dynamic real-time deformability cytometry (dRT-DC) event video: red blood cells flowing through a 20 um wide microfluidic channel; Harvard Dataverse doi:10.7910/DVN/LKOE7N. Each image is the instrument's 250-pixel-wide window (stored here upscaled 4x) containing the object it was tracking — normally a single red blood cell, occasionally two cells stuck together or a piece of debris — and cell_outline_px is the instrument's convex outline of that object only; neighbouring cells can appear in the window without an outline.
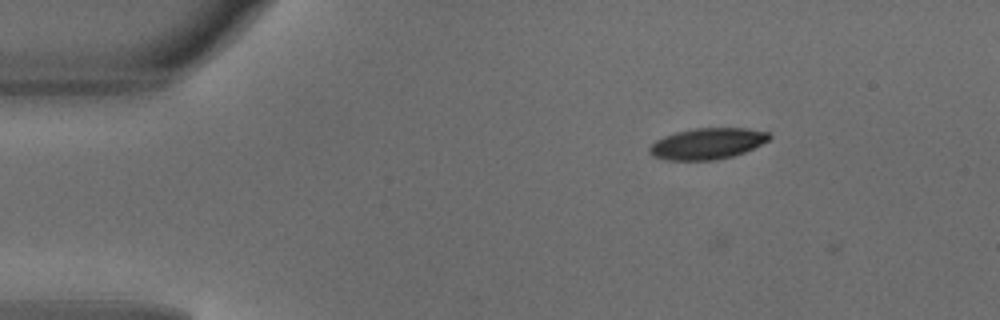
{"species": "common noctule bat (a hibernating species)", "species_latin": "Nyctalus noctula", "temperature_condition": "warm", "stored_images_in_passage": 7, "camera_frame_rate_fps": 3000, "um_per_image_px": 0.085, "animal": {"sex": "male", "body_mass_g": 18.8}, "frame": {"image": 1, "passage_image": 4, "time_ms": 1.0, "image_size_px": [1000, 320], "cell_outline_px": [[772, 136], [768, 140], [744, 152], [732, 156], [716, 160], [664, 160], [652, 156], [648, 152], [648, 148], [656, 140], [664, 136], [676, 132], [696, 128], [744, 128], [768, 132]], "centroid_in_image_um": [60.08, 12.21], "position_along_channel_um": 24.9, "area_um2": 21.68}}